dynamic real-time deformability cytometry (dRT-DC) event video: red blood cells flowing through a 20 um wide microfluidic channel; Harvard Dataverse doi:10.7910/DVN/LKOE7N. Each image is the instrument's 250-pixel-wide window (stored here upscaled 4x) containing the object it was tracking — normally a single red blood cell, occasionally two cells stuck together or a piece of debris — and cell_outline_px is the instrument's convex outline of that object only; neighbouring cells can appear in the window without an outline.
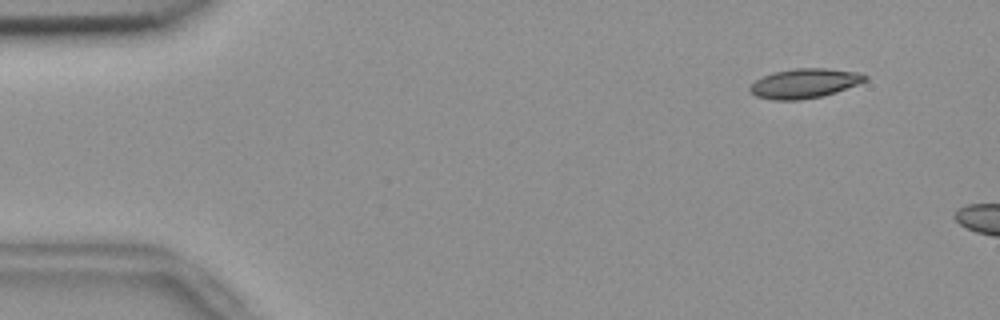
{"species": "common noctule bat (a hibernating species)", "species_latin": "Nyctalus noctula", "temperature_condition": "room temperature", "stored_images_in_passage": 11, "camera_frame_rate_fps": 3000, "um_per_image_px": 0.085, "animal": {"sex": "female", "body_mass_g": 18.4}, "frame": {"image": 1, "passage_image": 5, "time_ms": 1.333, "image_size_px": [1000, 320], "cell_outline_px": [[868, 80], [836, 92], [824, 96], [800, 100], [772, 100], [756, 96], [748, 88], [756, 80], [772, 72], [796, 68], [824, 68], [856, 72], [868, 76]], "centroid_in_image_um": [68.38, 7.09], "position_along_channel_um": 16.6, "area_um2": 19.77}}